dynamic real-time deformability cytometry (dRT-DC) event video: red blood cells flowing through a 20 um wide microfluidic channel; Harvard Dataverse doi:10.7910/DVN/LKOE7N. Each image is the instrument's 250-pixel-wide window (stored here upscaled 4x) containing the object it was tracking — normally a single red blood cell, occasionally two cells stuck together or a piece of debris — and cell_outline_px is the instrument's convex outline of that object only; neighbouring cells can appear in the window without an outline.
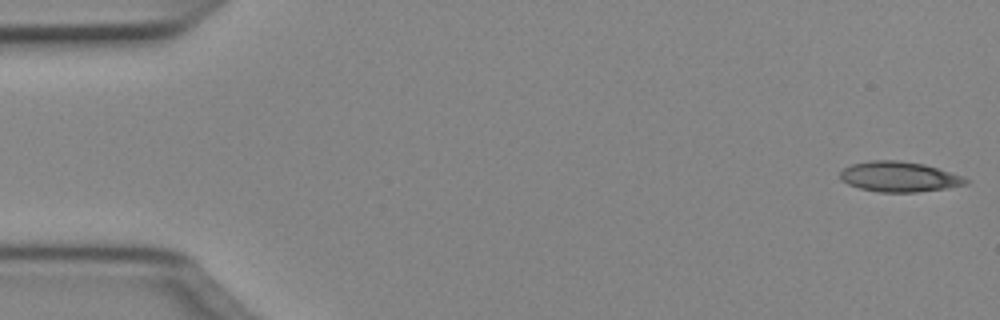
{"species": "Egyptian fruit bat (a non-hibernating species)", "species_latin": "Rousettus aegyptiacus", "temperature_condition": "cold", "stored_images_in_passage": 49, "camera_frame_rate_fps": 3000, "um_per_image_px": 0.085, "animal": {"sex": "female"}, "frame": {"image": 1, "passage_image": 1, "time_ms": 0.0, "image_size_px": [1000, 320], "cell_outline_px": [[972, 180], [968, 184], [948, 188], [916, 192], [876, 192], [860, 188], [848, 184], [840, 180], [840, 172], [844, 168], [852, 164], [868, 160], [900, 160], [924, 164]], "centroid_in_image_um": [76.41, 15.02], "position_along_channel_um": 8.6, "area_um2": 22.2}}
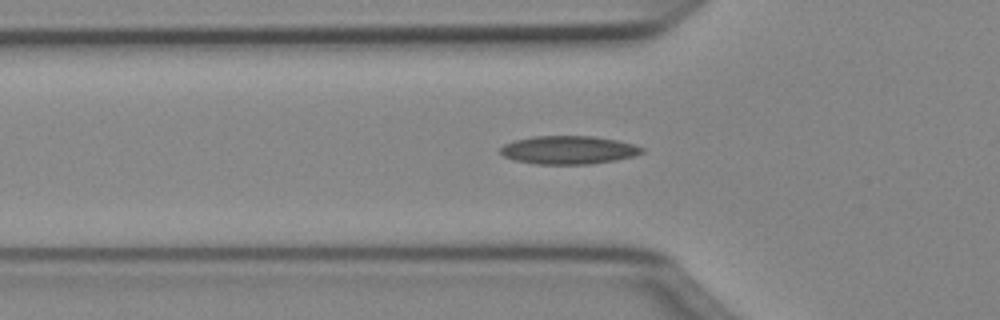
{"frame": {"image": 2, "passage_image": 16, "time_ms": 5.0, "image_size_px": [1000, 320], "cell_outline_px": [[644, 152], [636, 156], [616, 160], [592, 164], [536, 164], [516, 160], [504, 156], [500, 152], [500, 148], [504, 144], [516, 140], [532, 136], [592, 136], [616, 140], [632, 144], [644, 148]], "centroid_in_image_um": [48.35, 12.75], "position_along_channel_um": 77.5, "area_um2": 23.29}}
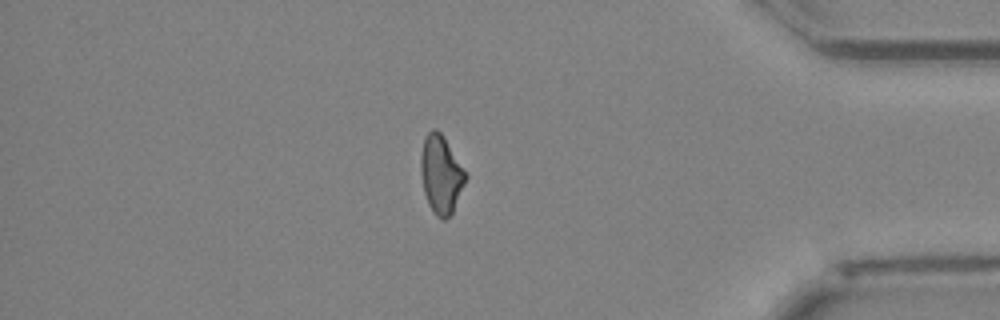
{"frame": {"image": 3, "passage_image": 42, "time_ms": 13.667, "image_size_px": [1000, 320], "cell_outline_px": [[468, 176], [452, 212], [444, 220], [436, 216], [432, 212], [428, 204], [424, 192], [420, 172], [420, 156], [424, 136], [432, 128], [436, 128], [444, 136], [468, 172]], "centroid_in_image_um": [37.49, 14.78], "position_along_channel_um": 397.7, "area_um2": 20.81}}